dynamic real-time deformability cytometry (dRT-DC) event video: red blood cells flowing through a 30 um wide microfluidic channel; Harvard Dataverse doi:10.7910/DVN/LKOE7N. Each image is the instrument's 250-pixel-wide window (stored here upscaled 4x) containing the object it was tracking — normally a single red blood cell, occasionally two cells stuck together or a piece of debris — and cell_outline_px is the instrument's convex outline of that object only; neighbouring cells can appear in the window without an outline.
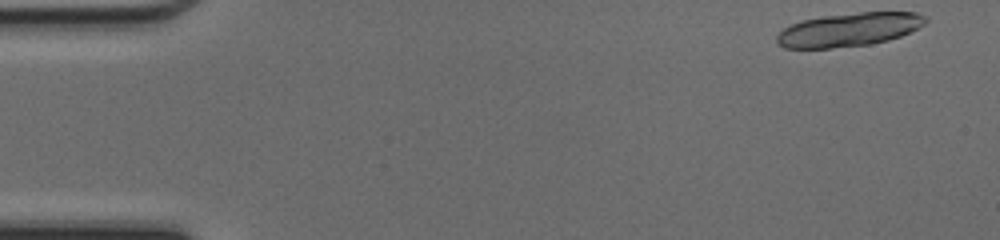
{"species": "common noctule bat (a hibernating species)", "species_latin": "Nyctalus noctula", "temperature_condition": "cold", "stored_images_in_passage": 16, "camera_frame_rate_fps": 3000, "um_per_image_px": 0.085, "animal": {"sex": "female", "body_mass_g": 17.0, "forearm_length_mm": 48.0}, "frame": {"image": 1, "passage_image": 1, "time_ms": 0.0, "image_size_px": [1000, 240], "cell_outline_px": [[928, 20], [924, 24], [900, 36], [888, 40], [872, 44], [832, 48], [784, 48], [776, 44], [776, 36], [784, 28], [792, 24], [804, 20], [824, 16], [860, 12], [916, 12], [928, 16]], "centroid_in_image_um": [72.17, 2.52], "position_along_channel_um": 12.8, "area_um2": 29.02}}